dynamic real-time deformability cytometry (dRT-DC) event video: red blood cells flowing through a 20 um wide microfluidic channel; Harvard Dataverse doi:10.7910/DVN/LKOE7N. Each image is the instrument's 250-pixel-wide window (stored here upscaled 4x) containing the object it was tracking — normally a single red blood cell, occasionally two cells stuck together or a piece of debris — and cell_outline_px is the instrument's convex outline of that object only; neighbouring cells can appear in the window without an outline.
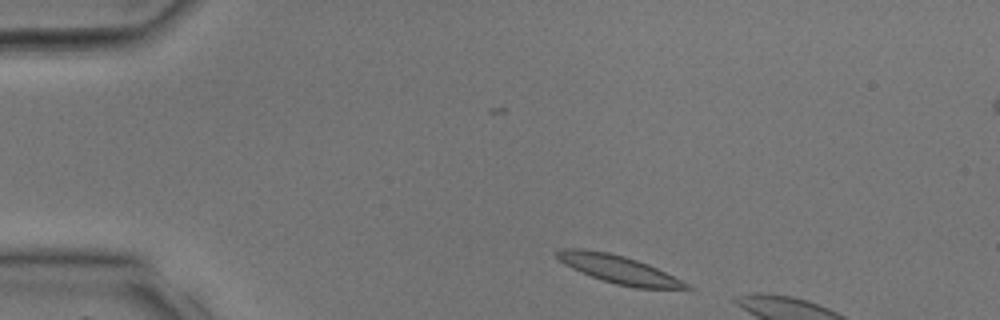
{"species": "common noctule bat (a hibernating species)", "species_latin": "Nyctalus noctula", "temperature_condition": "room temperature", "stored_images_in_passage": 5, "camera_frame_rate_fps": 3000, "um_per_image_px": 0.085, "animal": {"sex": "male", "body_mass_g": 17.9, "forearm_length_mm": 54.2}, "frame": {"image": 1, "passage_image": 2, "time_ms": 0.333, "image_size_px": [1000, 320], "cell_outline_px": [[696, 288], [692, 292], [632, 288], [616, 284], [580, 272], [564, 264], [556, 256], [556, 252], [564, 248], [580, 248], [608, 252], [624, 256], [648, 264]], "centroid_in_image_um": [52.75, 22.96], "position_along_channel_um": 32.3, "area_um2": 21.62}}